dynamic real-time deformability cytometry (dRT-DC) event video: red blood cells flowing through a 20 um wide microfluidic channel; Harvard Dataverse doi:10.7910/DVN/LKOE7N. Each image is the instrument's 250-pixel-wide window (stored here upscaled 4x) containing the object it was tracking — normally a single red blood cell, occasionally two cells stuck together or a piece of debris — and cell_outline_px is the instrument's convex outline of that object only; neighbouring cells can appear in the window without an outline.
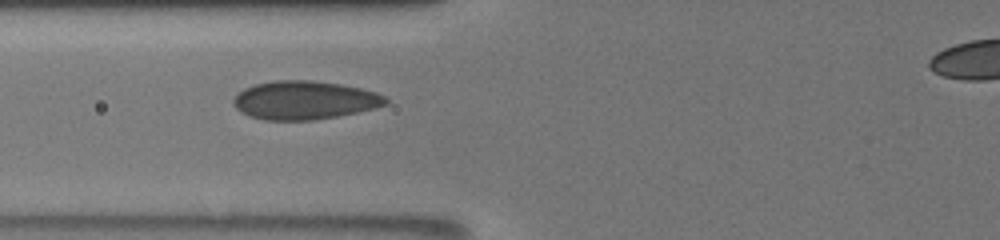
{"species": "human", "species_latin": "Homo sapiens", "temperature_condition": "room temperature", "stored_images_in_passage": 17, "camera_frame_rate_fps": 3000, "um_per_image_px": 0.085, "donor": {"sex": "male"}, "frame": {"image": 1, "passage_image": 2, "time_ms": 1.333, "image_size_px": [1000, 240], "cell_outline_px": [[388, 104], [356, 112], [336, 116], [312, 120], [264, 120], [248, 116], [240, 112], [232, 104], [232, 100], [244, 88], [256, 84], [272, 80], [312, 80], [340, 84], [360, 88], [376, 92], [384, 96], [388, 100]], "centroid_in_image_um": [25.84, 8.51], "position_along_channel_um": 100.0, "area_um2": 34.1}}
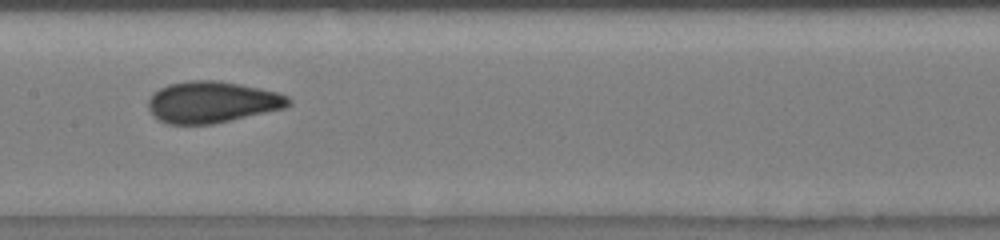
{"frame": {"image": 2, "passage_image": 4, "time_ms": 3.667, "image_size_px": [1000, 240], "cell_outline_px": [[292, 104], [284, 108], [212, 124], [168, 124], [160, 120], [148, 108], [148, 100], [152, 92], [168, 84], [188, 80], [220, 80], [260, 88], [276, 92], [288, 96], [292, 100]], "centroid_in_image_um": [18.02, 8.66], "position_along_channel_um": 189.4, "area_um2": 33.87}}
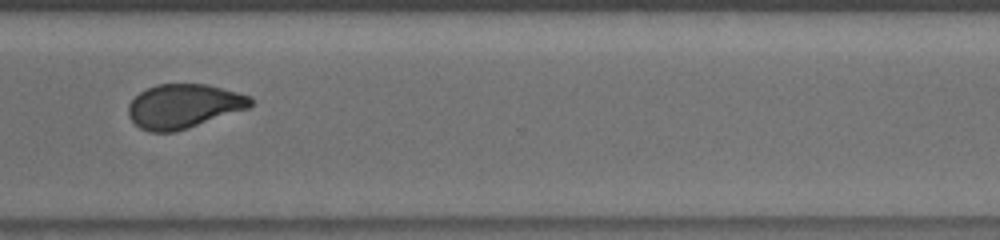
{"frame": {"image": 3, "passage_image": 11, "time_ms": 8.0, "image_size_px": [1000, 240], "cell_outline_px": [[256, 100], [248, 108], [176, 132], [148, 132], [140, 128], [128, 116], [128, 104], [140, 92], [156, 84], [208, 84], [252, 96]], "centroid_in_image_um": [15.62, 9.02], "position_along_channel_um": 355.0, "area_um2": 31.56}}